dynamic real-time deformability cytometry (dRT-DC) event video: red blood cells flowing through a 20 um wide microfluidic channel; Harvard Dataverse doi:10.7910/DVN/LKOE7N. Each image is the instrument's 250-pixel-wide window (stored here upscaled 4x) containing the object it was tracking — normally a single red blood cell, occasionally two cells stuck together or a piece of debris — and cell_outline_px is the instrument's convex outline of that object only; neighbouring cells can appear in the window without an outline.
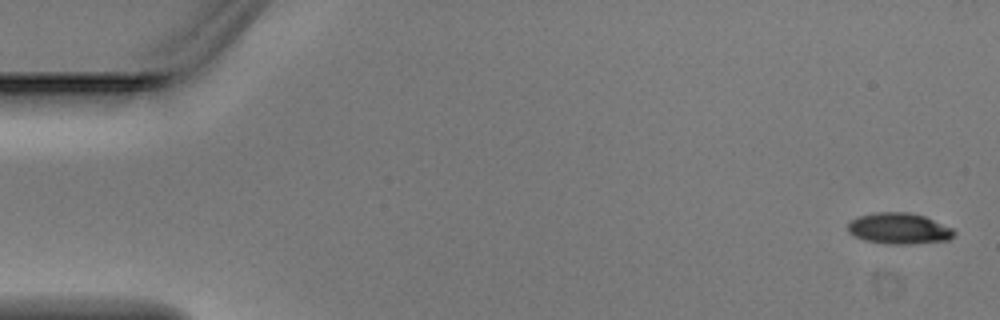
{"species": "Egyptian fruit bat (a non-hibernating species)", "species_latin": "Rousettus aegyptiacus", "temperature_condition": "warm", "stored_images_in_passage": 4, "camera_frame_rate_fps": 3000, "um_per_image_px": 0.085, "animal": {"sex": "male"}, "frame": {"image": 1, "passage_image": 1, "time_ms": 0.0, "image_size_px": [1000, 320], "cell_outline_px": [[956, 232], [948, 240], [912, 244], [884, 244], [864, 240], [848, 232], [848, 224], [852, 220], [860, 216], [872, 212], [908, 212], [924, 216], [952, 228]], "centroid_in_image_um": [76.4, 19.43], "position_along_channel_um": 8.6, "area_um2": 19.19}}
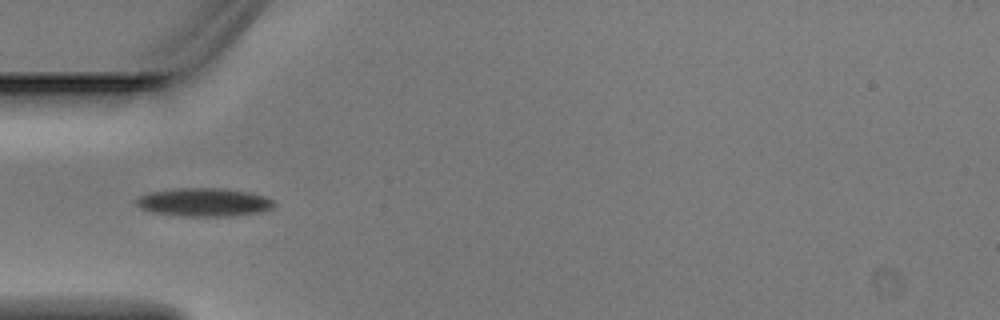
{"frame": {"image": 2, "passage_image": 4, "time_ms": 1.0, "image_size_px": [1000, 320], "cell_outline_px": [[276, 204], [272, 208], [264, 212], [232, 216], [184, 216], [152, 212], [140, 208], [136, 204], [136, 196], [148, 192], [180, 188], [224, 188], [248, 192], [264, 196], [272, 200]], "centroid_in_image_um": [17.34, 17.19], "position_along_channel_um": 67.7, "area_um2": 22.95}}